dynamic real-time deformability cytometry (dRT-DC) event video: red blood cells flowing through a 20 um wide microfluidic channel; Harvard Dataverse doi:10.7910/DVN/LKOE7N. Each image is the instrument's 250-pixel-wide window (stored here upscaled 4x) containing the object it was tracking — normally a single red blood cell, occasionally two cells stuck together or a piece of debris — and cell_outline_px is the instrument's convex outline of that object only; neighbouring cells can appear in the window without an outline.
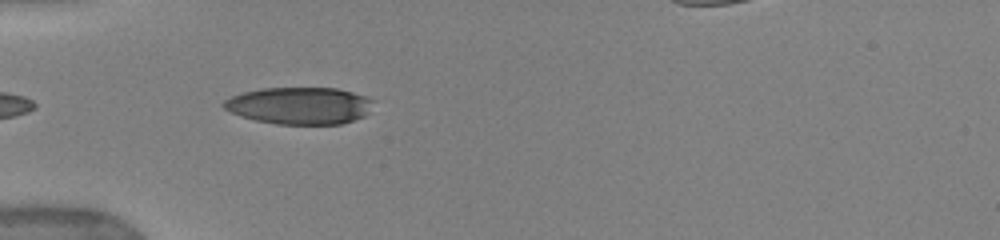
{"species": "human", "species_latin": "Homo sapiens", "temperature_condition": "warm", "stored_images_in_passage": 4, "camera_frame_rate_fps": 3000, "um_per_image_px": 0.085, "donor": {"sex": "female"}, "frame": {"image": 1, "passage_image": 1, "time_ms": 0.0, "image_size_px": [1000, 240], "cell_outline_px": [[376, 100], [368, 112], [364, 116], [340, 124], [276, 124], [256, 120], [240, 116], [224, 108], [220, 104], [224, 100], [232, 96], [244, 92], [260, 88], [336, 88], [352, 92]], "centroid_in_image_um": [25.46, 8.98], "position_along_channel_um": 59.5, "area_um2": 32.31}}